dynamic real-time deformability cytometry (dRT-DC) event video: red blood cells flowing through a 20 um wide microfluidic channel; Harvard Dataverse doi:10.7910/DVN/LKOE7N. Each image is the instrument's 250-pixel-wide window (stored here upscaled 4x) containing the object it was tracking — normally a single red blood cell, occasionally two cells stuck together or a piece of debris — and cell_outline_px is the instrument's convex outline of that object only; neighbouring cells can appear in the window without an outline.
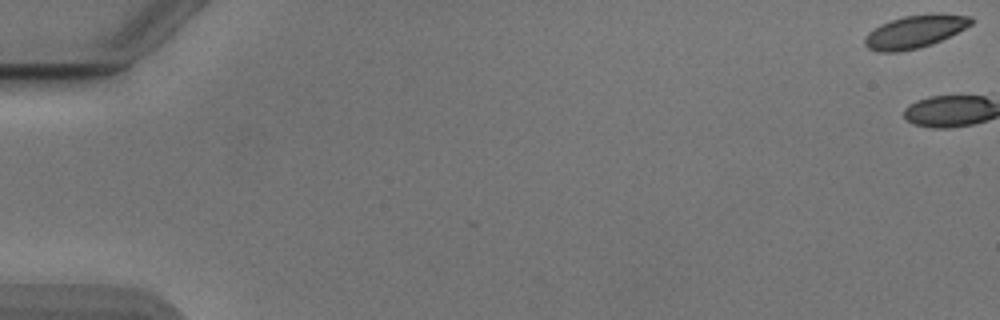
{"species": "Egyptian fruit bat (a non-hibernating species)", "species_latin": "Rousettus aegyptiacus", "temperature_condition": "cold", "stored_images_in_passage": 3, "camera_frame_rate_fps": 3000, "um_per_image_px": 0.085, "animal": {"sex": "male"}, "frame": {"image": 1, "passage_image": 1, "time_ms": 0.0, "image_size_px": [1000, 320], "cell_outline_px": [[972, 24], [932, 44], [916, 48], [896, 52], [880, 52], [868, 48], [864, 44], [864, 40], [868, 32], [880, 24], [904, 16], [972, 16]], "centroid_in_image_um": [77.66, 2.73], "position_along_channel_um": 7.3, "area_um2": 19.25}}